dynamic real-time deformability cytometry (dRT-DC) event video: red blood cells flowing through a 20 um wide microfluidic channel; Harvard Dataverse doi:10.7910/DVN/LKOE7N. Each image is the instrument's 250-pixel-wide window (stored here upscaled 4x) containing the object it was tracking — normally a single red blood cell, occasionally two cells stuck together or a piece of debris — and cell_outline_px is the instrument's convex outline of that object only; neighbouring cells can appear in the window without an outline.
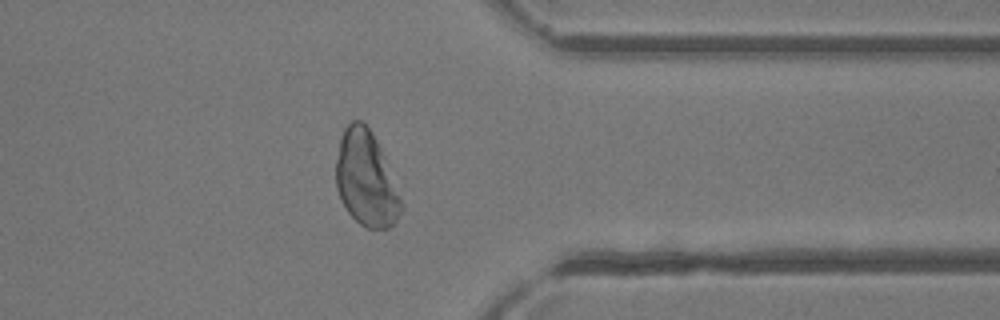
{"species": "common noctule bat (a hibernating species)", "species_latin": "Nyctalus noctula", "temperature_condition": "room temperature", "stored_images_in_passage": 42, "camera_frame_rate_fps": 3000, "um_per_image_px": 0.085, "animal": {"sex": "female"}, "frame": {"image": 1, "passage_image": 37, "time_ms": 12.0, "image_size_px": [1000, 320], "cell_outline_px": [[404, 208], [396, 220], [388, 228], [368, 228], [360, 224], [348, 212], [336, 188], [336, 160], [340, 140], [344, 128], [352, 120], [360, 120], [372, 132], [384, 156], [404, 204]], "centroid_in_image_um": [31.13, 15.21], "position_along_channel_um": 380.3, "area_um2": 35.84}}